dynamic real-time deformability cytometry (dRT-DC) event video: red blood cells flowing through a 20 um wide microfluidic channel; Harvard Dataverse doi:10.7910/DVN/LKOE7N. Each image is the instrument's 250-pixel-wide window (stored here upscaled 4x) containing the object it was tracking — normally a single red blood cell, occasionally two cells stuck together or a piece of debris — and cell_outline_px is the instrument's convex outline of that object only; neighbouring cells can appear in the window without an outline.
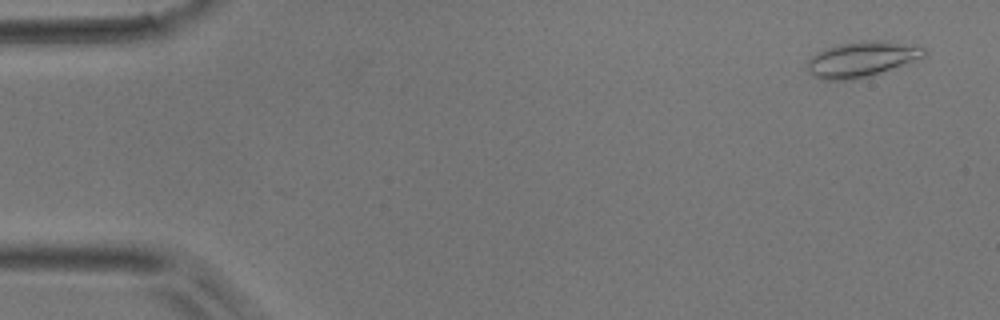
{"species": "common noctule bat (a hibernating species)", "species_latin": "Nyctalus noctula", "temperature_condition": "room temperature", "stored_images_in_passage": 51, "camera_frame_rate_fps": 3000, "um_per_image_px": 0.085, "animal": {"sex": "male", "body_mass_g": 17.9}, "frame": {"image": 1, "passage_image": 3, "time_ms": 0.667, "image_size_px": [1000, 320], "cell_outline_px": [[928, 52], [924, 56], [880, 72], [868, 76], [852, 80], [824, 80], [808, 72], [808, 60], [816, 52], [824, 48], [840, 44], [860, 40], [888, 40], [924, 48]], "centroid_in_image_um": [73.2, 5.01], "position_along_channel_um": 11.8, "area_um2": 23.81}}
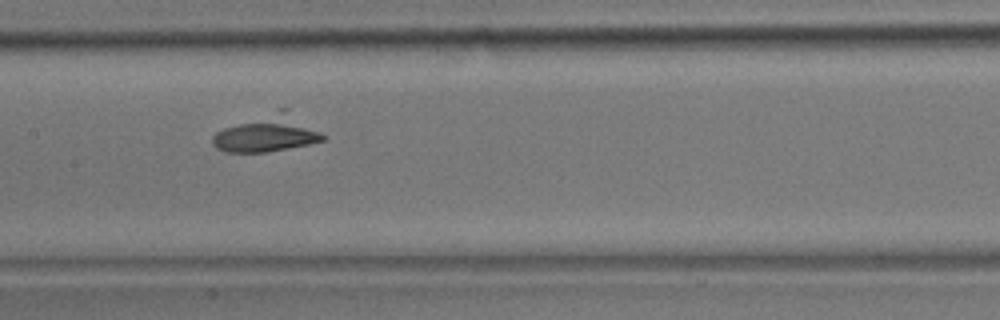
{"frame": {"image": 2, "passage_image": 25, "time_ms": 8.0, "image_size_px": [1000, 320], "cell_outline_px": [[328, 136], [324, 140], [308, 144], [288, 148], [264, 152], [228, 152], [216, 148], [212, 144], [212, 136], [216, 132], [224, 128], [280, 108], [288, 108]], "centroid_in_image_um": [22.77, 11.33], "position_along_channel_um": 184.6, "area_um2": 23.64}}
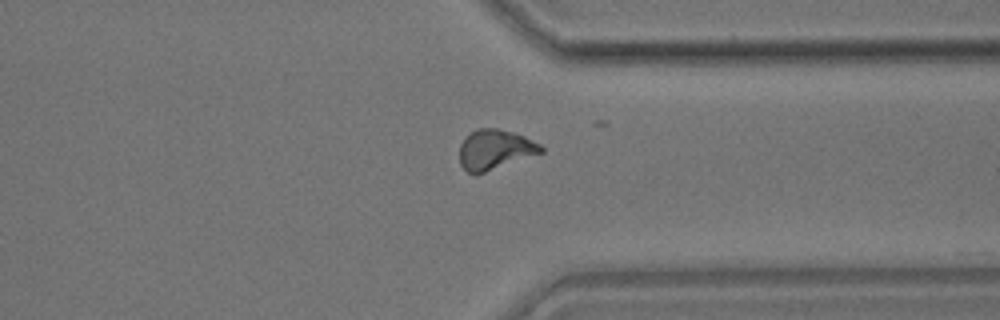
{"frame": {"image": 3, "passage_image": 39, "time_ms": 12.667, "image_size_px": [1000, 320], "cell_outline_px": [[544, 152], [484, 172], [468, 172], [460, 164], [460, 144], [476, 128], [496, 128], [512, 132], [524, 136], [540, 144], [544, 148]], "centroid_in_image_um": [42.09, 12.69], "position_along_channel_um": 369.3, "area_um2": 18.55}}